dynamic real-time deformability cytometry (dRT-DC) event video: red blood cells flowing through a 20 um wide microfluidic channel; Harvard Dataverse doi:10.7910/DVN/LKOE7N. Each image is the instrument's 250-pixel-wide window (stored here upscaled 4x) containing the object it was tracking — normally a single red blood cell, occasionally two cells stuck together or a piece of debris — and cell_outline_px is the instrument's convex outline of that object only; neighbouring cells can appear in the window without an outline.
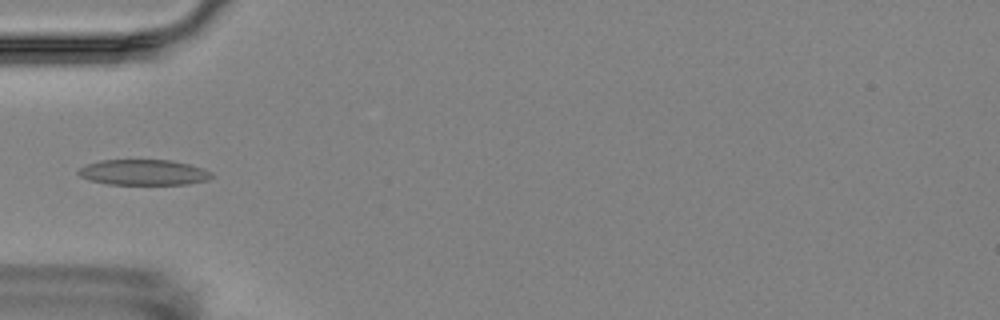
{"species": "Egyptian fruit bat (a non-hibernating species)", "species_latin": "Rousettus aegyptiacus", "temperature_condition": "room temperature", "stored_images_in_passage": 5, "camera_frame_rate_fps": 3000, "um_per_image_px": 0.085, "animal": {"sex": "female"}, "frame": {"image": 1, "passage_image": 5, "time_ms": 4.667, "image_size_px": [1000, 320], "cell_outline_px": [[216, 176], [208, 180], [188, 184], [108, 184], [88, 180], [80, 176], [76, 172], [80, 168], [88, 164], [100, 160], [172, 160], [204, 168], [212, 172]], "centroid_in_image_um": [12.24, 14.65], "position_along_channel_um": 72.8, "area_um2": 20.0}}